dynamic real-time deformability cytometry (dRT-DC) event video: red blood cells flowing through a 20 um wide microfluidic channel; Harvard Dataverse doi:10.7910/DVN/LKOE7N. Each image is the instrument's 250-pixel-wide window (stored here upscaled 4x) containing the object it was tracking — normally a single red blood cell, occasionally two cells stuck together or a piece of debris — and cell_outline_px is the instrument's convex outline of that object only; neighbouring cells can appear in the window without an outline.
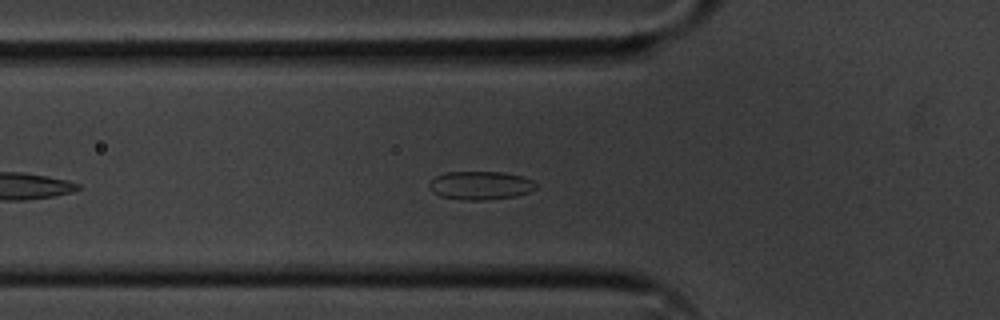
{"species": "common noctule bat (a hibernating species)", "species_latin": "Nyctalus noctula", "temperature_condition": "cold", "stored_images_in_passage": 33, "camera_frame_rate_fps": 3000, "um_per_image_px": 0.085, "animal": {"sex": "male", "body_mass_g": 20.1, "forearm_length_mm": 53.5}, "frame": {"image": 1, "passage_image": 9, "time_ms": 2.667, "image_size_px": [1000, 320], "cell_outline_px": [[536, 188], [528, 192], [516, 196], [484, 200], [460, 200], [440, 196], [432, 192], [428, 188], [428, 184], [436, 176], [444, 172], [504, 172], [524, 176], [532, 180], [536, 184]], "centroid_in_image_um": [40.82, 15.76], "position_along_channel_um": 85.0, "area_um2": 17.86}}
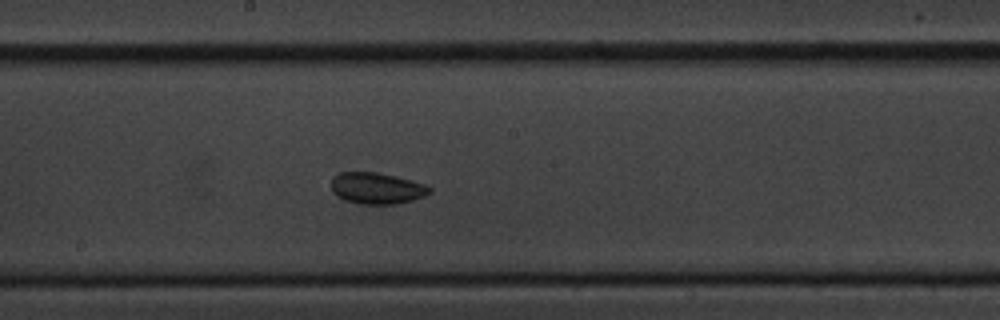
{"frame": {"image": 2, "passage_image": 20, "time_ms": 6.333, "image_size_px": [1000, 320], "cell_outline_px": [[432, 192], [424, 196], [412, 200], [396, 204], [360, 204], [344, 200], [336, 196], [332, 192], [332, 176], [340, 172], [376, 172], [396, 176], [412, 180], [424, 184], [432, 188]], "centroid_in_image_um": [32.02, 16.0], "position_along_channel_um": 216.2, "area_um2": 18.15}}
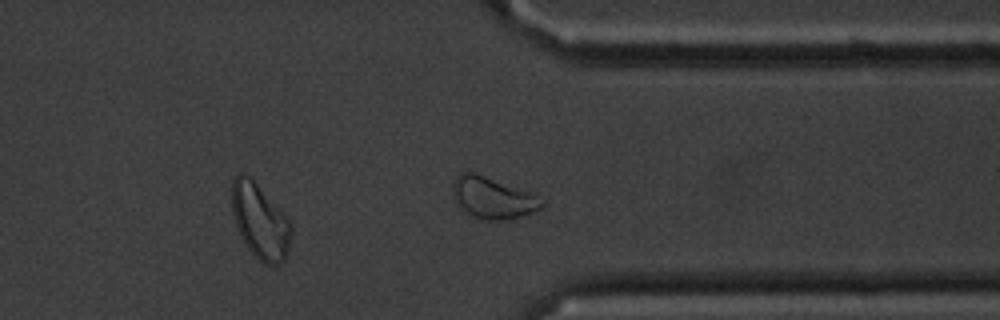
{"frame": {"image": 3, "passage_image": 33, "time_ms": 10.667, "image_size_px": [1000, 320], "cell_outline_px": [[544, 204], [536, 212], [504, 220], [488, 220], [472, 216], [460, 208], [456, 204], [452, 192], [452, 184], [456, 176], [460, 172], [472, 172], [484, 176], [528, 192], [544, 200]], "centroid_in_image_um": [41.84, 16.83], "position_along_channel_um": 369.6, "area_um2": 21.27}, "authors_computed_cell_mechanics": {"area_um2": 17.7446, "velocity_mm_per_s": 3.56, "shape_relaxation_time_tau1_ms": null, "shape_relaxation_time_tau2_ms": 1.9882, "deformation_change_tau1": null, "deformation_change_tau2": 0.0644}}